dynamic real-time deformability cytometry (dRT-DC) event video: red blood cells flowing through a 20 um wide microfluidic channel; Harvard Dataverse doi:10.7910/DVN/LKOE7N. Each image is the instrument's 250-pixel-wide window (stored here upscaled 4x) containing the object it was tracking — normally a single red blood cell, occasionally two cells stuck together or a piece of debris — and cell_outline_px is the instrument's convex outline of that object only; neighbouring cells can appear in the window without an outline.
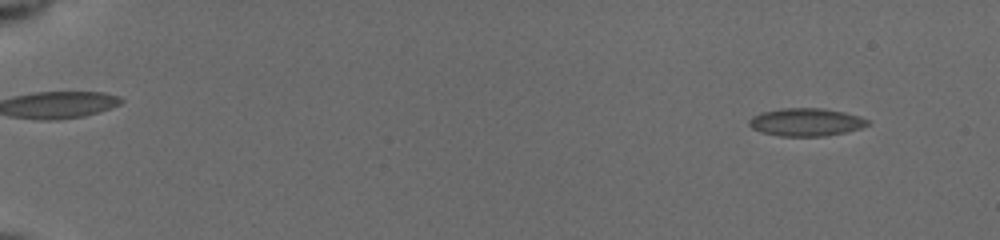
{"species": "common noctule bat (a hibernating species)", "species_latin": "Nyctalus noctula", "temperature_condition": "cold", "stored_images_in_passage": 54, "camera_frame_rate_fps": 3000, "um_per_image_px": 0.085, "animal": {"sex": "female", "body_mass_g": 19.5, "forearm_length_mm": 54.1}, "frame": {"image": 1, "passage_image": 5, "time_ms": 1.333, "image_size_px": [1000, 240], "cell_outline_px": [[868, 124], [860, 128], [844, 132], [824, 136], [780, 136], [760, 132], [752, 128], [748, 124], [748, 120], [752, 116], [764, 112], [780, 108], [824, 108], [844, 112], [860, 116], [868, 120]], "centroid_in_image_um": [68.48, 10.38], "position_along_channel_um": 16.5, "area_um2": 19.19}}
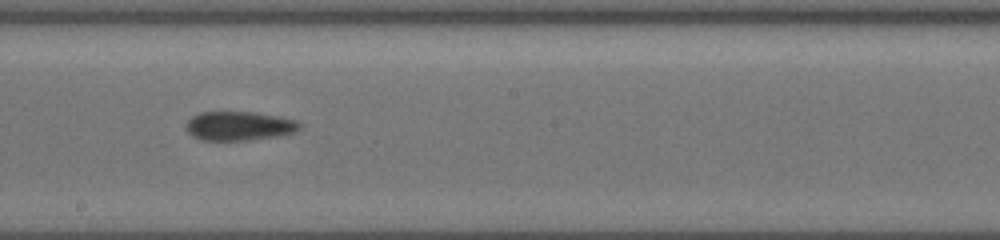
{"frame": {"image": 2, "passage_image": 33, "time_ms": 10.667, "image_size_px": [1000, 240], "cell_outline_px": [[300, 128], [292, 132], [276, 136], [248, 140], [204, 140], [192, 136], [188, 132], [188, 120], [192, 116], [200, 112], [252, 112], [276, 116], [296, 120], [300, 124]], "centroid_in_image_um": [20.31, 10.7], "position_along_channel_um": 227.9, "area_um2": 18.84}}
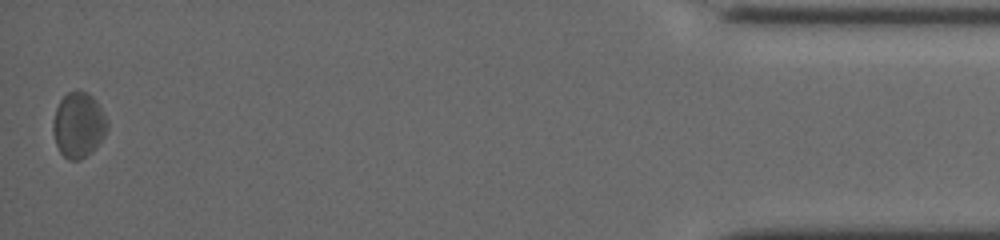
{"frame": {"image": 3, "passage_image": 54, "time_ms": 17.667, "image_size_px": [1000, 240], "cell_outline_px": [[108, 128], [104, 136], [92, 152], [80, 160], [68, 160], [60, 152], [56, 144], [52, 132], [52, 124], [56, 108], [60, 100], [68, 92], [88, 92], [96, 100], [108, 124]], "centroid_in_image_um": [6.65, 10.65], "position_along_channel_um": 428.5, "area_um2": 20.52}}